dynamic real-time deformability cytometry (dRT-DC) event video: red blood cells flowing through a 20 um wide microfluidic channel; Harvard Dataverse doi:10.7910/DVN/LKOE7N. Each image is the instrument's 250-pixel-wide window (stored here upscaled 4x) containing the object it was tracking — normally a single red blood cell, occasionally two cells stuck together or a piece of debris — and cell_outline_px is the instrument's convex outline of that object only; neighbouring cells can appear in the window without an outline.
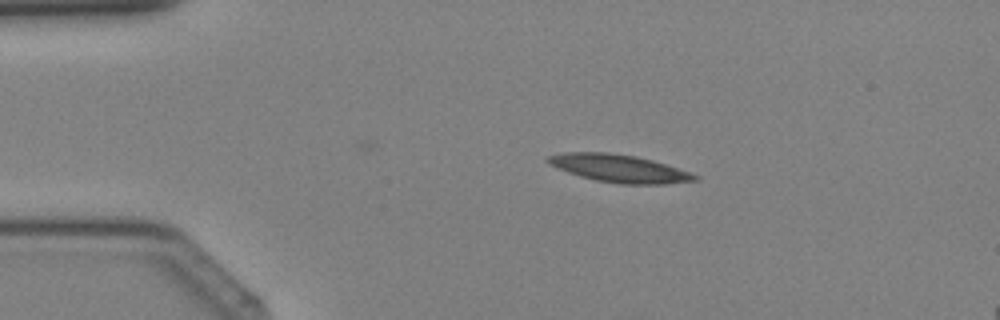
{"species": "Egyptian fruit bat (a non-hibernating species)", "species_latin": "Rousettus aegyptiacus", "temperature_condition": "cold", "stored_images_in_passage": 35, "camera_frame_rate_fps": 3000, "um_per_image_px": 0.085, "animal": {"sex": "female"}, "frame": {"image": 1, "passage_image": 4, "time_ms": 1.0, "image_size_px": [1000, 320], "cell_outline_px": [[700, 176], [696, 180], [664, 184], [620, 184], [596, 180], [580, 176], [568, 172], [548, 164], [544, 160], [548, 156], [564, 152], [608, 152], [636, 156], [652, 160]], "centroid_in_image_um": [52.57, 14.31], "position_along_channel_um": 32.4, "area_um2": 23.52}}
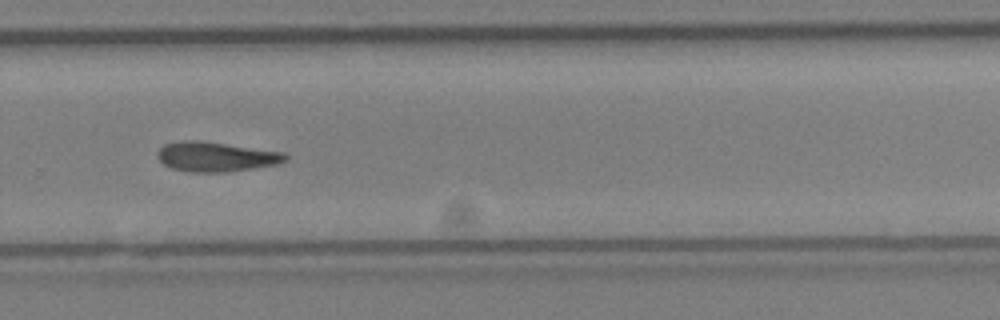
{"frame": {"image": 2, "passage_image": 23, "time_ms": 7.333, "image_size_px": [1000, 320], "cell_outline_px": [[288, 160], [276, 164], [252, 168], [224, 172], [188, 172], [172, 168], [164, 164], [156, 156], [160, 148], [164, 144], [184, 140], [196, 140], [284, 152], [288, 156]], "centroid_in_image_um": [18.34, 13.32], "position_along_channel_um": 311.5, "area_um2": 21.91}}
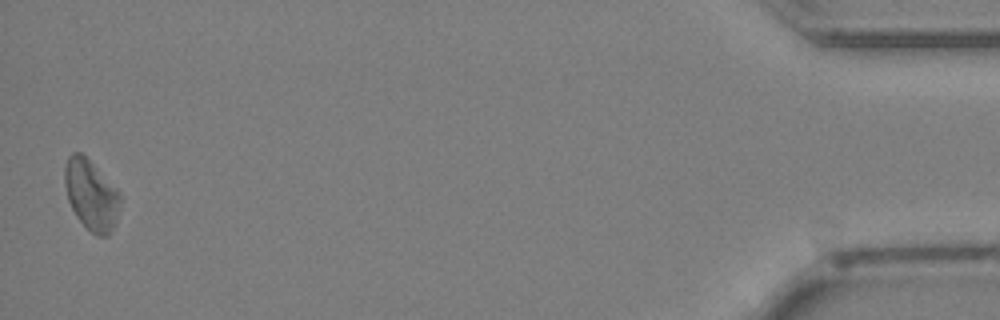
{"frame": {"image": 3, "passage_image": 35, "time_ms": 11.333, "image_size_px": [1000, 320], "cell_outline_px": [[120, 200], [116, 220], [108, 236], [96, 236], [76, 216], [68, 200], [64, 184], [64, 164], [68, 156], [72, 152], [80, 152], [120, 192]], "centroid_in_image_um": [7.72, 16.56], "position_along_channel_um": 427.5, "area_um2": 22.37}}